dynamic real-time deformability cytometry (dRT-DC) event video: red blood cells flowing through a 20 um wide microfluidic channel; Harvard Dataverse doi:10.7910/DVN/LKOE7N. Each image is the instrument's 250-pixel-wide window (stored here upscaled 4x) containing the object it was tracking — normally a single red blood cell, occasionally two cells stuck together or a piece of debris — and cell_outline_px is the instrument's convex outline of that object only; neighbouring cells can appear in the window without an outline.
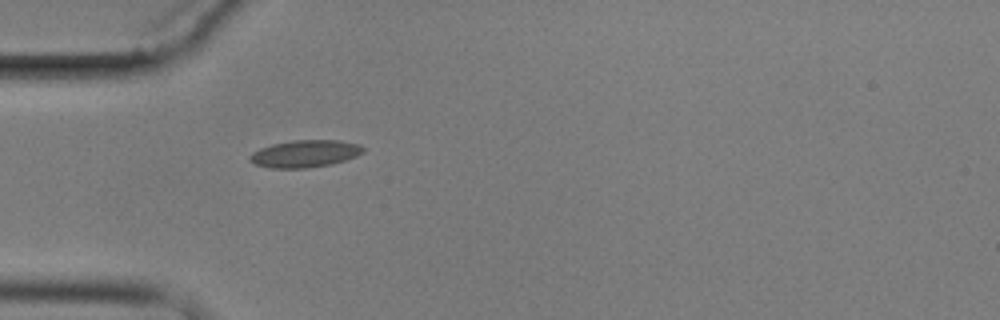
{"species": "common noctule bat (a hibernating species)", "species_latin": "Nyctalus noctula", "temperature_condition": "cold", "stored_images_in_passage": 4, "camera_frame_rate_fps": 3000, "um_per_image_px": 0.085, "animal": {"sex": "male", "body_mass_g": 17.9}, "frame": {"image": 1, "passage_image": 4, "time_ms": 5.0, "image_size_px": [1000, 320], "cell_outline_px": [[364, 152], [356, 156], [332, 164], [304, 168], [268, 168], [256, 164], [248, 160], [248, 156], [252, 152], [260, 148], [272, 144], [292, 140], [340, 140], [360, 144], [364, 148]], "centroid_in_image_um": [25.91, 13.06], "position_along_channel_um": 59.1, "area_um2": 18.09}}